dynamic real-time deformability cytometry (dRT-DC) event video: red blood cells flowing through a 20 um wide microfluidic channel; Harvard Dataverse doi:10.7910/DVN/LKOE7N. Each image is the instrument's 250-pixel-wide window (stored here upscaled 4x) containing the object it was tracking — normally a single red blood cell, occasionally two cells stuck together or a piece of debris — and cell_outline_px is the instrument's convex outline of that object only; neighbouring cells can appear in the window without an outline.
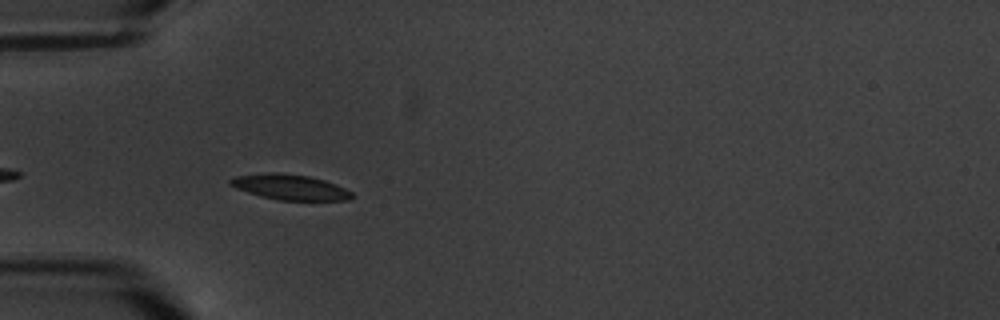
{"species": "common noctule bat (a hibernating species)", "species_latin": "Nyctalus noctula", "temperature_condition": "warm", "stored_images_in_passage": 7, "camera_frame_rate_fps": 3000, "um_per_image_px": 0.085, "animal": {"sex": "male", "body_mass_g": 20.1, "forearm_length_mm": 53.5}, "frame": {"image": 1, "passage_image": 5, "time_ms": 5.667, "image_size_px": [1000, 320], "cell_outline_px": [[356, 196], [348, 200], [280, 200], [260, 196], [236, 188], [228, 184], [228, 180], [232, 176], [268, 172], [276, 172], [308, 176], [324, 180], [336, 184], [352, 192]], "centroid_in_image_um": [24.63, 15.9], "position_along_channel_um": 60.4, "area_um2": 18.09}}